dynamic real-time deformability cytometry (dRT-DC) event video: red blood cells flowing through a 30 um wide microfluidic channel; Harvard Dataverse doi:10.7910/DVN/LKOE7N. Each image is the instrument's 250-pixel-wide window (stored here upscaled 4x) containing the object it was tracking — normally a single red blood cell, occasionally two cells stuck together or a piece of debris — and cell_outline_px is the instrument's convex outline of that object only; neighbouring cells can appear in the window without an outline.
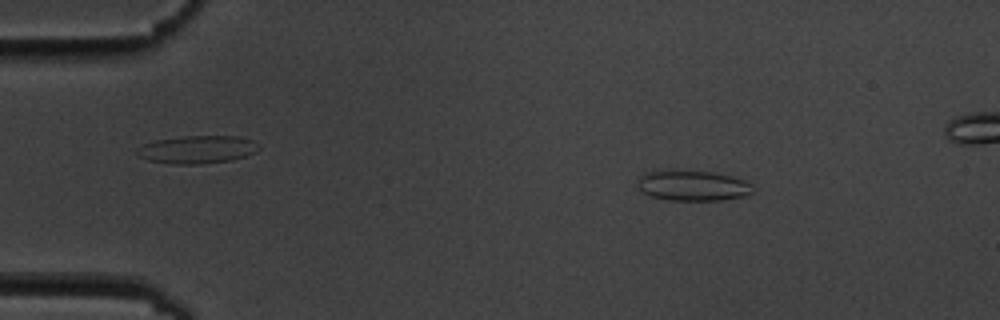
{"species": "common noctule bat (a hibernating species)", "species_latin": "Nyctalus noctula", "temperature_condition": "cold", "stored_images_in_passage": 5, "camera_frame_rate_fps": 3000, "um_per_image_px": 0.085, "animal": {"sex": "male", "body_mass_g": 19.5, "forearm_length_mm": 54.6}, "frame": {"image": 1, "passage_image": 2, "time_ms": 1.333, "image_size_px": [1000, 320], "cell_outline_px": [[752, 192], [740, 196], [724, 200], [668, 200], [652, 196], [640, 192], [640, 176], [644, 172], [712, 172], [744, 180], [752, 184]], "centroid_in_image_um": [58.89, 15.81], "position_along_channel_um": 26.1, "area_um2": 19.59}}